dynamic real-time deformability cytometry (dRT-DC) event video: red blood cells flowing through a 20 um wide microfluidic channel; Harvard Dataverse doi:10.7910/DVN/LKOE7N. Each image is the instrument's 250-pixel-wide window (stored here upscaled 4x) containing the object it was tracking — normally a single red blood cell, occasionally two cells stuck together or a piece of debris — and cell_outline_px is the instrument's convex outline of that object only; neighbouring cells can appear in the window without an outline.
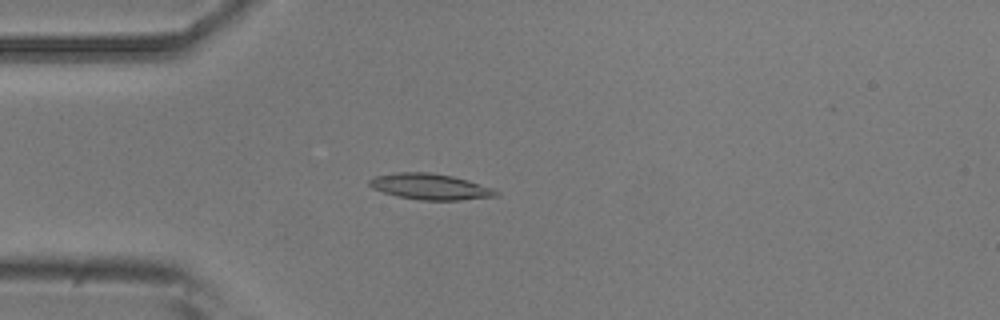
{"species": "common noctule bat (a hibernating species)", "species_latin": "Nyctalus noctula", "temperature_condition": "room temperature", "stored_images_in_passage": 4, "camera_frame_rate_fps": 3000, "um_per_image_px": 0.085, "animal": {"sex": "male", "body_mass_g": 20.5, "forearm_length_mm": 52.5}, "frame": {"image": 1, "passage_image": 4, "time_ms": 4.333, "image_size_px": [1000, 320], "cell_outline_px": [[500, 196], [460, 200], [420, 200], [396, 196], [372, 188], [368, 184], [368, 180], [376, 176], [396, 172], [432, 172], [452, 176], [468, 180], [492, 188], [500, 192]], "centroid_in_image_um": [36.58, 15.86], "position_along_channel_um": 48.4, "area_um2": 19.25}}